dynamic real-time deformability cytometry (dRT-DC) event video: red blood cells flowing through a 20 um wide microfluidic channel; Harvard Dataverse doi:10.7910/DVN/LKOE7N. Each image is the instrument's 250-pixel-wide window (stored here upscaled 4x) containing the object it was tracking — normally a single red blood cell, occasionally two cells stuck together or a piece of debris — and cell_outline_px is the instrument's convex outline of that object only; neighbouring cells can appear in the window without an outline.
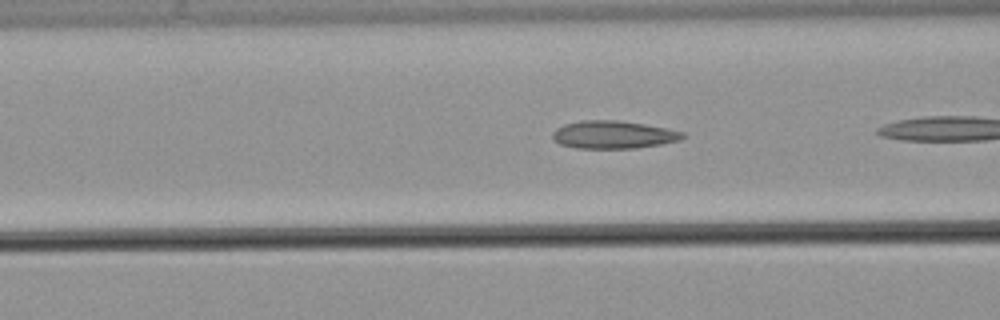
{"species": "common noctule bat (a hibernating species)", "species_latin": "Nyctalus noctula", "temperature_condition": "warm", "stored_images_in_passage": 8, "camera_frame_rate_fps": 3000, "um_per_image_px": 0.085, "animal": {"sex": "male", "body_mass_g": 21.5, "forearm_length_mm": 52.0}, "frame": {"image": 1, "passage_image": 5, "time_ms": 1.333, "image_size_px": [1000, 320], "cell_outline_px": [[688, 136], [680, 140], [660, 144], [636, 148], [576, 148], [560, 144], [552, 140], [552, 132], [556, 128], [564, 124], [580, 120], [616, 120], [644, 124], [684, 132]], "centroid_in_image_um": [52.11, 11.45], "position_along_channel_um": 114.5, "area_um2": 21.15}}